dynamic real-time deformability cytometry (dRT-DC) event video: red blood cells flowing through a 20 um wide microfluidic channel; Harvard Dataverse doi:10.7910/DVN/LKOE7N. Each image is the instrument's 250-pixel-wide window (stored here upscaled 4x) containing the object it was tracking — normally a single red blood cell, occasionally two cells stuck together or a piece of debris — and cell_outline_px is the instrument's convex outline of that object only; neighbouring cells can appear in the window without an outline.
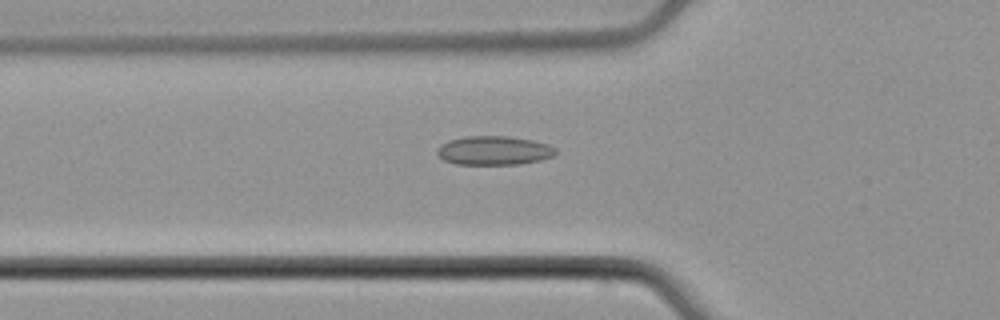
{"species": "common noctule bat (a hibernating species)", "species_latin": "Nyctalus noctula", "temperature_condition": "cold", "stored_images_in_passage": 54, "camera_frame_rate_fps": 3000, "um_per_image_px": 0.085, "animal": {"sex": "male", "body_mass_g": 21.5, "forearm_length_mm": 52.0}, "frame": {"image": 1, "passage_image": 19, "time_ms": 6.0, "image_size_px": [1000, 320], "cell_outline_px": [[556, 152], [552, 156], [540, 160], [520, 164], [456, 164], [444, 160], [436, 152], [440, 144], [448, 140], [464, 136], [508, 136], [532, 140], [548, 144], [556, 148]], "centroid_in_image_um": [41.97, 12.78], "position_along_channel_um": 83.8, "area_um2": 20.0}}
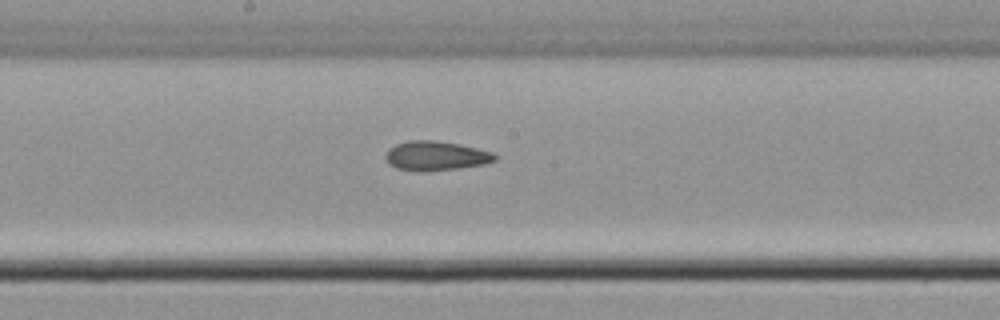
{"frame": {"image": 2, "passage_image": 29, "time_ms": 9.333, "image_size_px": [1000, 320], "cell_outline_px": [[496, 160], [484, 164], [460, 168], [396, 168], [384, 156], [388, 148], [396, 144], [408, 140], [436, 140], [460, 144], [492, 152], [496, 156]], "centroid_in_image_um": [37.08, 13.18], "position_along_channel_um": 211.1, "area_um2": 17.8}}
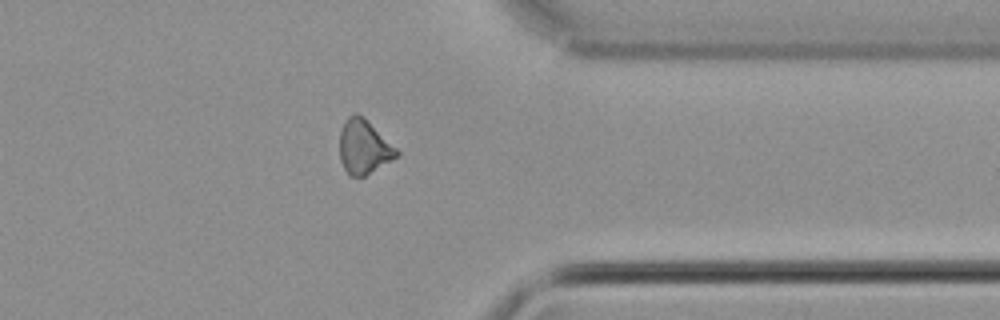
{"frame": {"image": 3, "passage_image": 43, "time_ms": 14.0, "image_size_px": [1000, 320], "cell_outline_px": [[400, 156], [364, 176], [348, 176], [340, 160], [340, 132], [344, 120], [348, 116], [356, 112], [364, 116], [400, 152]], "centroid_in_image_um": [30.93, 12.47], "position_along_channel_um": 380.5, "area_um2": 18.15}, "authors_computed_cell_mechanics": {"area_um2": 18.8428, "velocity_mm_per_s": 3.8028, "shape_relaxation_time_tau1_ms": null, "shape_relaxation_time_tau2_ms": 3.8615, "deformation_change_tau1": null, "deformation_change_tau2": 0.1076}}